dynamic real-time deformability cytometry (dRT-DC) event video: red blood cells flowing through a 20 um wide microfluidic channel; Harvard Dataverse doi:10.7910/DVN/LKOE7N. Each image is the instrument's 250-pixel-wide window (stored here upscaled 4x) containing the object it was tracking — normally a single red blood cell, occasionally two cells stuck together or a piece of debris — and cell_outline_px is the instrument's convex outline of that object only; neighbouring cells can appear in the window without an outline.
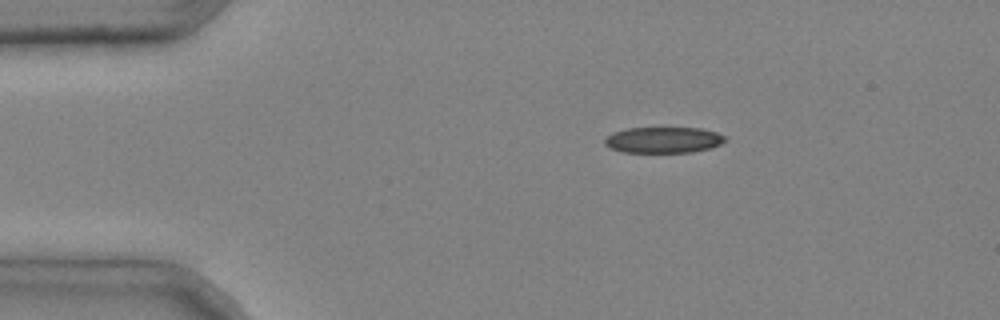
{"species": "common noctule bat (a hibernating species)", "species_latin": "Nyctalus noctula", "temperature_condition": "cold", "stored_images_in_passage": 5, "camera_frame_rate_fps": 3000, "um_per_image_px": 0.085, "animal": {"sex": "male", "body_mass_g": 20.4}, "frame": {"image": 1, "passage_image": 5, "time_ms": 1.333, "image_size_px": [1000, 320], "cell_outline_px": [[728, 140], [712, 148], [692, 152], [624, 152], [612, 148], [604, 144], [604, 140], [612, 132], [628, 128], [700, 128], [716, 132], [728, 136]], "centroid_in_image_um": [56.45, 11.89], "position_along_channel_um": 28.6, "area_um2": 18.32}}